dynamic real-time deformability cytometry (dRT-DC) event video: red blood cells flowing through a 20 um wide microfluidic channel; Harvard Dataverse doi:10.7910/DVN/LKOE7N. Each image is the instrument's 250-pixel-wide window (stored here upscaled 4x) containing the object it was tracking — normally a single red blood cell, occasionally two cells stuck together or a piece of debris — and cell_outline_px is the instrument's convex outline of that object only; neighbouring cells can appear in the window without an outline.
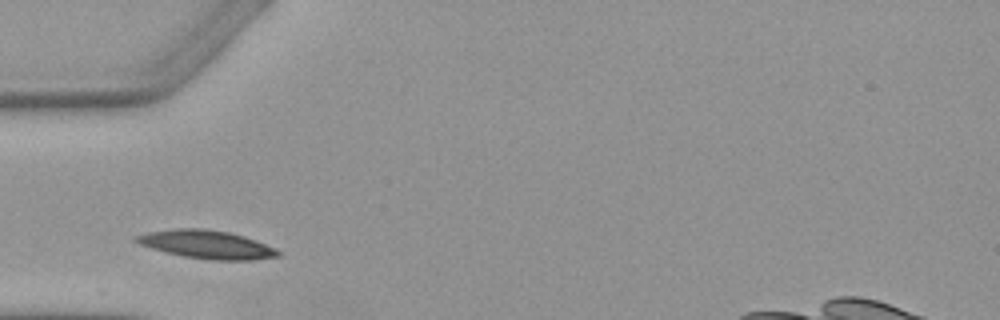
{"species": "Egyptian fruit bat (a non-hibernating species)", "species_latin": "Rousettus aegyptiacus", "temperature_condition": "warm", "stored_images_in_passage": 3, "camera_frame_rate_fps": 3000, "um_per_image_px": 0.085, "animal": {"sex": "female"}, "frame": {"image": 1, "passage_image": 1, "time_ms": 0.0, "image_size_px": [1000, 320], "cell_outline_px": [[280, 256], [256, 260], [208, 260], [184, 256], [164, 252], [140, 244], [132, 240], [136, 236], [148, 232], [176, 228], [204, 228], [228, 232], [244, 236], [256, 240], [276, 248], [280, 252]], "centroid_in_image_um": [17.59, 20.78], "position_along_channel_um": 67.4, "area_um2": 23.47}}
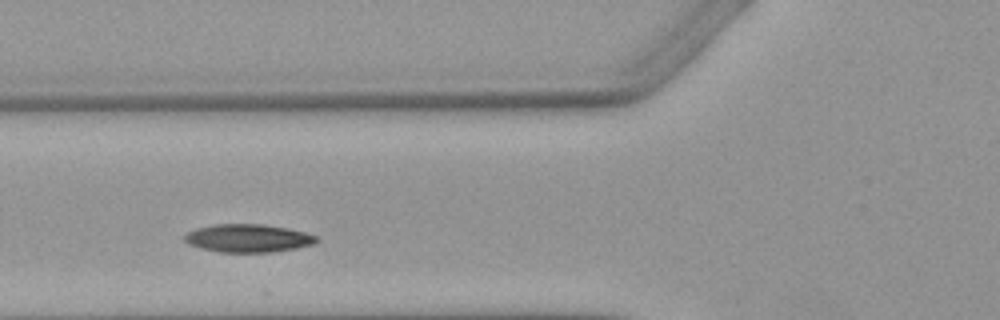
{"frame": {"image": 2, "passage_image": 2, "time_ms": 1.0, "image_size_px": [1000, 320], "cell_outline_px": [[320, 240], [312, 244], [296, 248], [272, 252], [220, 252], [200, 248], [188, 244], [184, 240], [184, 236], [188, 232], [196, 228], [216, 224], [264, 224], [288, 228], [320, 236]], "centroid_in_image_um": [21.11, 20.24], "position_along_channel_um": 104.7, "area_um2": 21.68}}
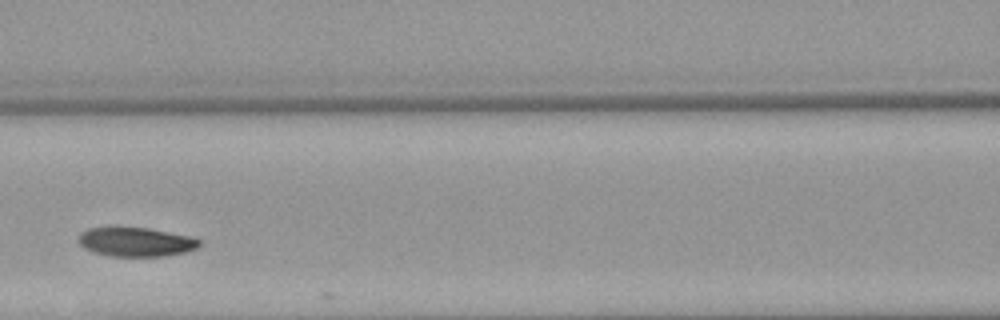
{"frame": {"image": 3, "passage_image": 3, "time_ms": 2.333, "image_size_px": [1000, 320], "cell_outline_px": [[200, 244], [196, 248], [184, 252], [164, 256], [108, 256], [92, 252], [84, 248], [76, 240], [80, 232], [88, 228], [112, 224], [148, 228], [192, 236], [200, 240]], "centroid_in_image_um": [11.45, 20.51], "position_along_channel_um": 155.2, "area_um2": 21.39}}